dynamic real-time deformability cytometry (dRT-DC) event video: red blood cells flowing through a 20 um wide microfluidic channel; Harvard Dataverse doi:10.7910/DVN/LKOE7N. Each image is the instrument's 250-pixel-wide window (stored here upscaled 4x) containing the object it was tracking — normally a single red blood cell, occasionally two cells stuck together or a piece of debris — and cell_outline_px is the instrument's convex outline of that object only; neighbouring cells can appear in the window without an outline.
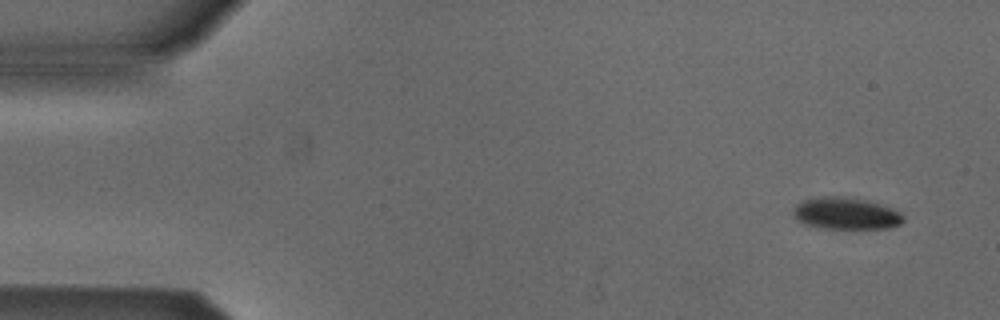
{"species": "Egyptian fruit bat (a non-hibernating species)", "species_latin": "Rousettus aegyptiacus", "temperature_condition": "cold", "stored_images_in_passage": 5, "camera_frame_rate_fps": 3000, "um_per_image_px": 0.085, "animal": {"sex": "male"}, "frame": {"image": 1, "passage_image": 1, "time_ms": 0.0, "image_size_px": [1000, 320], "cell_outline_px": [[904, 220], [900, 224], [888, 228], [820, 228], [804, 224], [796, 220], [792, 216], [792, 212], [796, 204], [804, 200], [820, 196], [836, 196], [864, 200], [880, 204], [892, 208], [900, 212], [904, 216]], "centroid_in_image_um": [71.86, 18.15], "position_along_channel_um": 13.1, "area_um2": 20.46}}
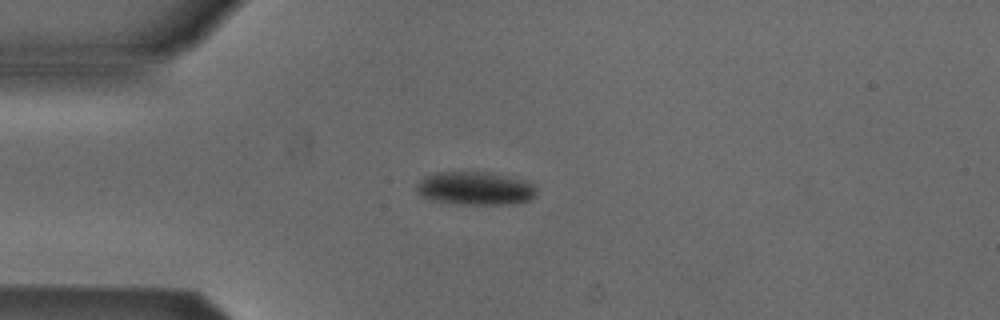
{"frame": {"image": 2, "passage_image": 4, "time_ms": 1.0, "image_size_px": [1000, 320], "cell_outline_px": [[536, 196], [528, 200], [516, 204], [460, 204], [436, 200], [424, 196], [416, 192], [416, 184], [424, 176], [436, 172], [488, 172], [508, 176], [524, 180], [532, 184], [536, 188]], "centroid_in_image_um": [40.41, 16.0], "position_along_channel_um": 44.6, "area_um2": 23.18}}